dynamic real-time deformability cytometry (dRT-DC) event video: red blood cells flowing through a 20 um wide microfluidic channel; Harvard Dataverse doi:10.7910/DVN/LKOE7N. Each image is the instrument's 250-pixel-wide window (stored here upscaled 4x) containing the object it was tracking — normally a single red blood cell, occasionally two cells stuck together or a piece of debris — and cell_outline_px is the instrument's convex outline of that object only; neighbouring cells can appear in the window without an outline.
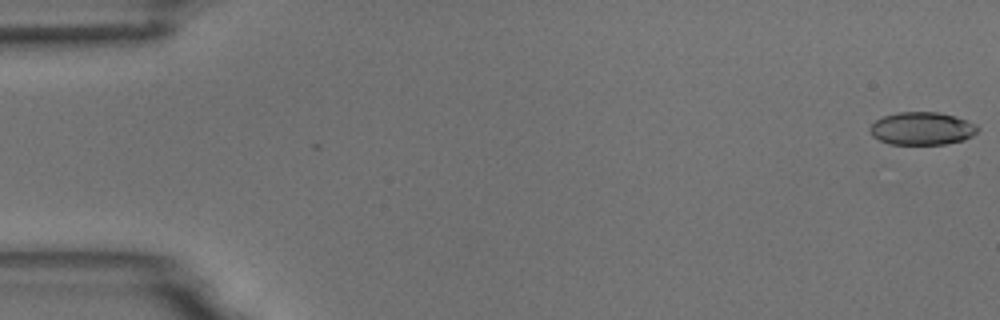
{"species": "common noctule bat (a hibernating species)", "species_latin": "Nyctalus noctula", "temperature_condition": "room temperature", "stored_images_in_passage": 5, "camera_frame_rate_fps": 3000, "um_per_image_px": 0.085, "animal": {"sex": "male", "body_mass_g": 18.8}, "frame": {"image": 1, "passage_image": 1, "time_ms": 0.0, "image_size_px": [1000, 320], "cell_outline_px": [[980, 128], [972, 136], [964, 140], [944, 144], [888, 144], [872, 136], [868, 128], [876, 120], [884, 116], [896, 112], [936, 112], [956, 116], [976, 124]], "centroid_in_image_um": [78.36, 10.92], "position_along_channel_um": 6.6, "area_um2": 20.69}}